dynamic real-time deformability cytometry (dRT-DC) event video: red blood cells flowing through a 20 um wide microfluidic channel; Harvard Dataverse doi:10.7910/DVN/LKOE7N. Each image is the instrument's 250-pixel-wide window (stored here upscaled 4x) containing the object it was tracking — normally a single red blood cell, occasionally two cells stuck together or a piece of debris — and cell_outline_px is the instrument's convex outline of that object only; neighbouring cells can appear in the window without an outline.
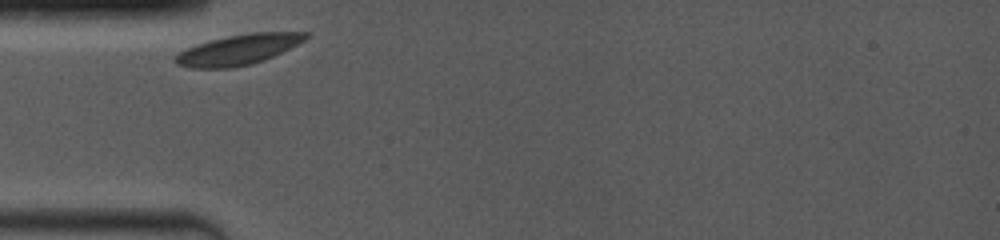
{"species": "common noctule bat (a hibernating species)", "species_latin": "Nyctalus noctula", "temperature_condition": "room temperature", "stored_images_in_passage": 40, "camera_frame_rate_fps": 4000, "um_per_image_px": 0.085, "animal": {"sex": "female", "body_mass_g": 19.0, "forearm_length_mm": 53.3}, "frame": {"image": 1, "passage_image": 1, "time_ms": 0.0, "image_size_px": [1000, 240], "cell_outline_px": [[312, 32], [304, 40], [264, 60], [252, 64], [232, 68], [192, 68], [176, 64], [176, 56], [180, 52], [196, 44], [228, 36], [252, 32]], "centroid_in_image_um": [20.27, 4.22], "position_along_channel_um": 64.7, "area_um2": 22.6}}
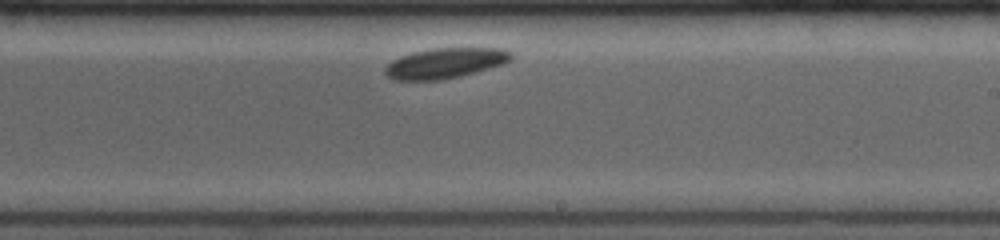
{"frame": {"image": 2, "passage_image": 25, "time_ms": 5.25, "image_size_px": [1000, 240], "cell_outline_px": [[512, 60], [504, 64], [476, 72], [460, 76], [440, 80], [392, 80], [384, 72], [384, 68], [392, 60], [400, 56], [412, 52], [432, 48], [500, 48], [512, 52]], "centroid_in_image_um": [37.84, 5.36], "position_along_channel_um": 251.2, "area_um2": 22.43}}
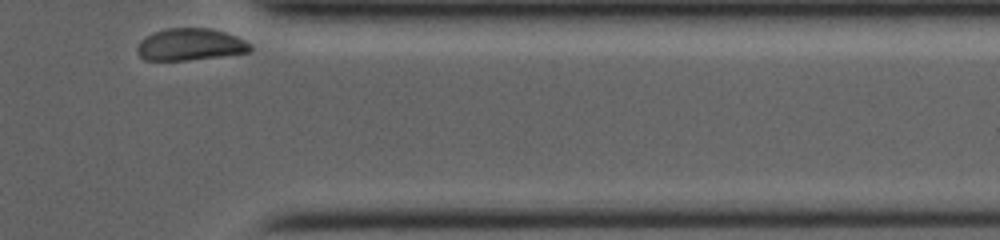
{"frame": {"image": 3, "passage_image": 40, "time_ms": 9.25, "image_size_px": [1000, 240], "cell_outline_px": [[252, 48], [248, 52], [188, 60], [144, 60], [136, 52], [136, 48], [140, 40], [164, 28], [208, 28], [224, 32], [236, 36], [244, 40]], "centroid_in_image_um": [16.12, 3.78], "position_along_channel_um": 395.3, "area_um2": 20.81}}